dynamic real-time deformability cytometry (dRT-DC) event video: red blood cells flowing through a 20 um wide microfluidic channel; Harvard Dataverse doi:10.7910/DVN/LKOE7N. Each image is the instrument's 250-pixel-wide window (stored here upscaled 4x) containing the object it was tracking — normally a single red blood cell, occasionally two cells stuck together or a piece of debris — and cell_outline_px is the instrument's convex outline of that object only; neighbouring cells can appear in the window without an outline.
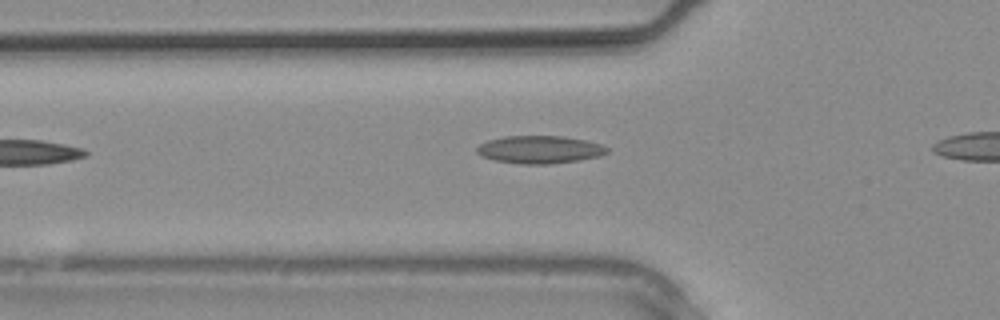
{"species": "common noctule bat (a hibernating species)", "species_latin": "Nyctalus noctula", "temperature_condition": "warm", "stored_images_in_passage": 10, "camera_frame_rate_fps": 3000, "um_per_image_px": 0.085, "animal": {"sex": "male", "body_mass_g": 20.4}, "frame": {"image": 1, "passage_image": 5, "time_ms": 1.333, "image_size_px": [1000, 320], "cell_outline_px": [[608, 152], [600, 156], [580, 160], [552, 164], [520, 164], [496, 160], [480, 156], [476, 152], [476, 148], [480, 144], [488, 140], [504, 136], [560, 136], [584, 140], [600, 144], [608, 148]], "centroid_in_image_um": [45.85, 12.72], "position_along_channel_um": 79.9, "area_um2": 21.04}}